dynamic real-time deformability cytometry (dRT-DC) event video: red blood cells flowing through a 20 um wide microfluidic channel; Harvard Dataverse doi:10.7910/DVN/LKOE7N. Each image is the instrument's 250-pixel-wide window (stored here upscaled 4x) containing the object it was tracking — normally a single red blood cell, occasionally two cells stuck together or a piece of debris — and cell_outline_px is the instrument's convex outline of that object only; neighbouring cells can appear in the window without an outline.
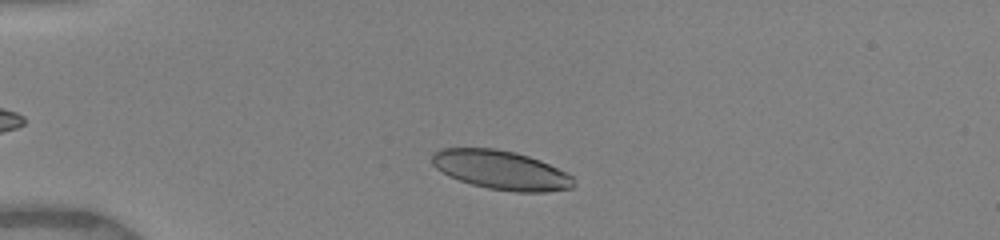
{"species": "human", "species_latin": "Homo sapiens", "temperature_condition": "warm", "stored_images_in_passage": 33, "camera_frame_rate_fps": 3000, "um_per_image_px": 0.085, "donor": {"sex": "female"}, "frame": {"image": 1, "passage_image": 5, "time_ms": 1.333, "image_size_px": [1000, 240], "cell_outline_px": [[576, 184], [572, 188], [548, 192], [516, 192], [488, 188], [472, 184], [448, 176], [436, 168], [432, 164], [432, 152], [440, 148], [496, 148], [516, 152], [540, 160], [572, 176]], "centroid_in_image_um": [42.57, 14.45], "position_along_channel_um": 42.4, "area_um2": 32.25}}
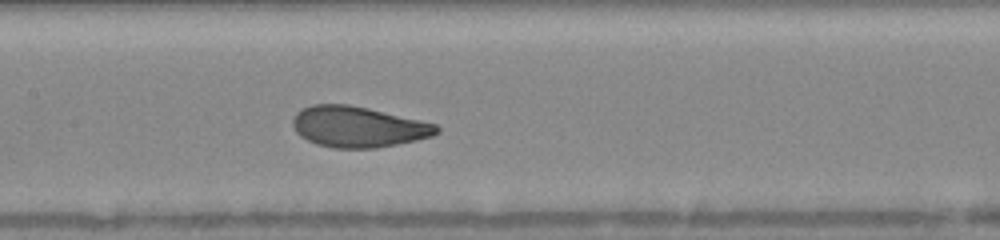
{"frame": {"image": 2, "passage_image": 16, "time_ms": 5.667, "image_size_px": [1000, 240], "cell_outline_px": [[440, 132], [432, 136], [416, 140], [376, 148], [336, 148], [316, 144], [300, 136], [296, 132], [292, 124], [292, 120], [296, 112], [300, 108], [312, 104], [348, 104], [368, 108], [420, 120], [436, 124], [440, 128]], "centroid_in_image_um": [30.41, 10.77], "position_along_channel_um": 177.0, "area_um2": 34.28}}
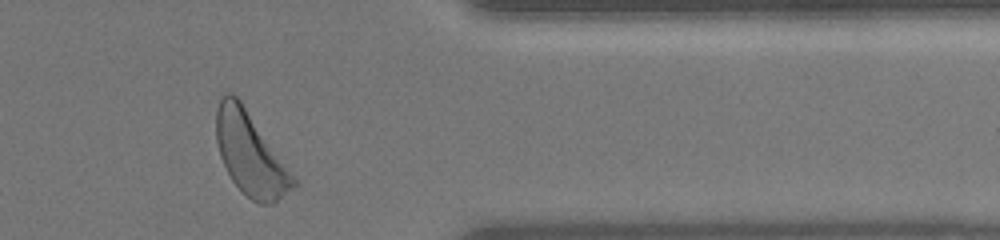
{"frame": {"image": 3, "passage_image": 31, "time_ms": 11.333, "image_size_px": [1000, 240], "cell_outline_px": [[300, 184], [296, 188], [272, 204], [260, 204], [252, 200], [232, 180], [220, 156], [216, 140], [216, 108], [224, 92], [232, 92], [240, 100]], "centroid_in_image_um": [21.29, 13.09], "position_along_channel_um": 390.1, "area_um2": 36.82}, "authors_computed_cell_mechanics": {"area_um2": 34.391, "velocity_mm_per_s": 3.9617, "shape_relaxation_time_tau1_ms": 2.3081, "shape_relaxation_time_tau2_ms": 1.2915, "deformation_change_tau1": 0.1297, "deformation_change_tau2": 0.0831}}